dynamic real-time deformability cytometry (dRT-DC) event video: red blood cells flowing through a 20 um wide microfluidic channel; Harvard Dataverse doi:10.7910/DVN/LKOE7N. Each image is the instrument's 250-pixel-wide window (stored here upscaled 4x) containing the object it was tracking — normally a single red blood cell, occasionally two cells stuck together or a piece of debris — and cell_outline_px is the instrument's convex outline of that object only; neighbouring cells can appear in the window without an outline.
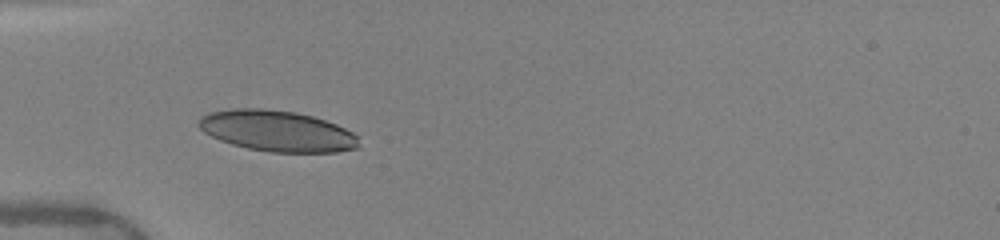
{"species": "human", "species_latin": "Homo sapiens", "temperature_condition": "warm", "stored_images_in_passage": 29, "camera_frame_rate_fps": 3000, "um_per_image_px": 0.085, "donor": {"sex": "female"}, "frame": {"image": 1, "passage_image": 1, "time_ms": 0.0, "image_size_px": [1000, 240], "cell_outline_px": [[360, 148], [336, 152], [268, 152], [248, 148], [232, 144], [220, 140], [204, 132], [196, 124], [208, 112], [232, 108], [264, 108], [296, 112], [312, 116], [336, 124], [352, 132], [356, 136], [360, 144]], "centroid_in_image_um": [23.56, 11.13], "position_along_channel_um": 61.4, "area_um2": 38.26}}
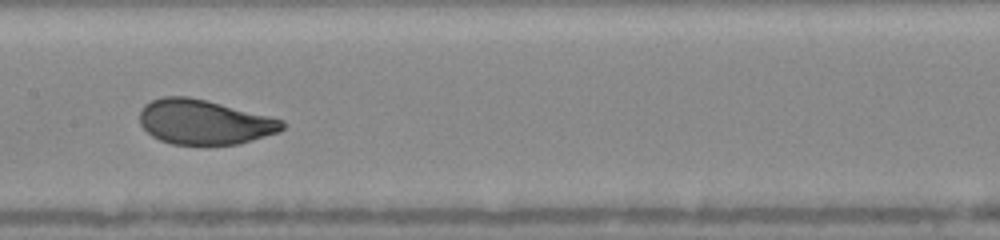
{"frame": {"image": 2, "passage_image": 11, "time_ms": 3.333, "image_size_px": [1000, 240], "cell_outline_px": [[284, 128], [280, 132], [252, 140], [236, 144], [172, 144], [160, 140], [152, 136], [140, 124], [140, 112], [144, 104], [152, 100], [164, 96], [188, 96], [284, 120]], "centroid_in_image_um": [17.34, 10.37], "position_along_channel_um": 190.1, "area_um2": 36.76}}
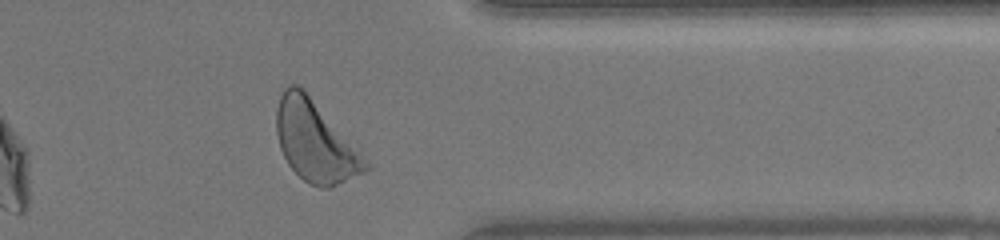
{"frame": {"image": 3, "passage_image": 26, "time_ms": 8.333, "image_size_px": [1000, 240], "cell_outline_px": [[372, 168], [328, 188], [320, 188], [308, 184], [288, 164], [280, 148], [276, 132], [276, 108], [280, 96], [284, 88], [288, 84], [296, 84], [308, 96]], "centroid_in_image_um": [26.7, 12.06], "position_along_channel_um": 384.7, "area_um2": 40.0}, "authors_computed_cell_mechanics": {"area_um2": 37.8012, "velocity_mm_per_s": 4.0124, "shape_relaxation_time_tau1_ms": 2.5291, "shape_relaxation_time_tau2_ms": null, "deformation_change_tau1": 0.1338, "deformation_change_tau2": null}}